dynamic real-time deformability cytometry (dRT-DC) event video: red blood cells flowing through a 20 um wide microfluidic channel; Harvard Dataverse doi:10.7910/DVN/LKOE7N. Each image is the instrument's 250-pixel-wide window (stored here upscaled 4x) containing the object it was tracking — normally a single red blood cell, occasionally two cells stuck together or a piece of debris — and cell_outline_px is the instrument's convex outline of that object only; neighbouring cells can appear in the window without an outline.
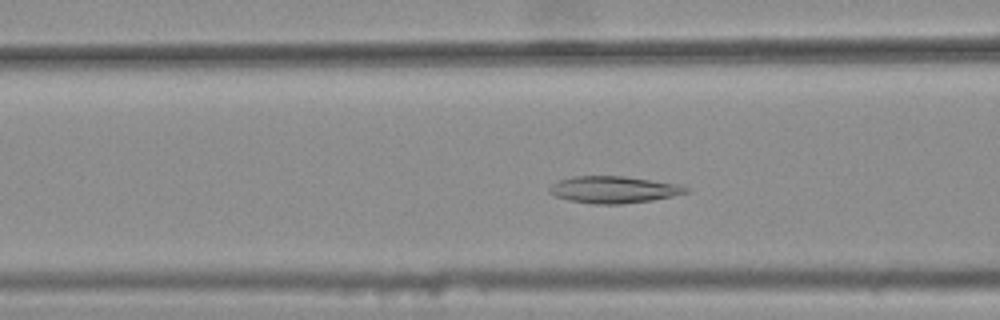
{"species": "common noctule bat (a hibernating species)", "species_latin": "Nyctalus noctula", "temperature_condition": "warm", "stored_images_in_passage": 41, "camera_frame_rate_fps": 3000, "um_per_image_px": 0.085, "animal": {"sex": "female", "body_mass_g": 25.1}, "frame": {"image": 1, "passage_image": 17, "time_ms": 5.333, "image_size_px": [1000, 320], "cell_outline_px": [[692, 192], [652, 200], [620, 204], [592, 204], [568, 200], [556, 196], [548, 192], [548, 188], [552, 184], [560, 180], [572, 176], [624, 176], [680, 184], [692, 188]], "centroid_in_image_um": [52.21, 16.12], "position_along_channel_um": 114.4, "area_um2": 21.62}}
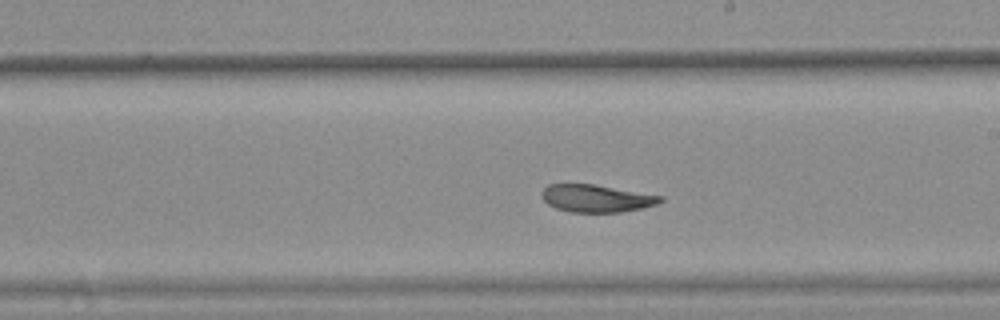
{"frame": {"image": 2, "passage_image": 27, "time_ms": 8.667, "image_size_px": [1000, 320], "cell_outline_px": [[664, 200], [656, 204], [640, 208], [620, 212], [568, 212], [556, 208], [548, 204], [540, 196], [540, 192], [548, 184], [592, 184], [664, 196]], "centroid_in_image_um": [50.66, 16.86], "position_along_channel_um": 238.3, "area_um2": 18.96}}
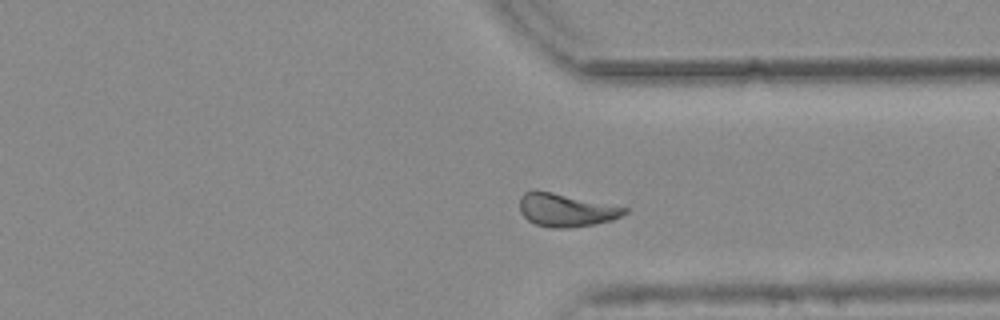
{"frame": {"image": 3, "passage_image": 37, "time_ms": 12.0, "image_size_px": [1000, 320], "cell_outline_px": [[628, 212], [612, 220], [592, 224], [568, 228], [548, 228], [536, 224], [528, 220], [520, 212], [520, 196], [524, 192], [552, 192], [628, 208]], "centroid_in_image_um": [48.1, 17.87], "position_along_channel_um": 363.3, "area_um2": 19.83}}